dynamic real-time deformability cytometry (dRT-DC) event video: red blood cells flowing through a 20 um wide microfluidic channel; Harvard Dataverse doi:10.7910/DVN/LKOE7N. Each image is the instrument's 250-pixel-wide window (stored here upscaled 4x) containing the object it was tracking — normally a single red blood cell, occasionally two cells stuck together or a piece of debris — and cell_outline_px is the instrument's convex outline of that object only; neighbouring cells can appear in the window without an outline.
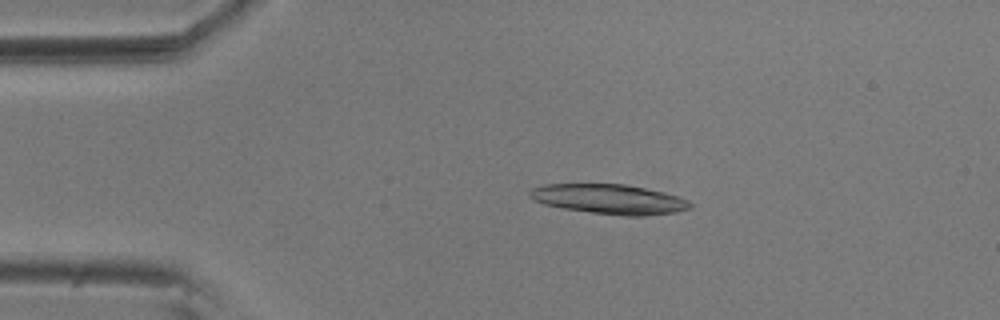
{"species": "common noctule bat (a hibernating species)", "species_latin": "Nyctalus noctula", "temperature_condition": "room temperature", "stored_images_in_passage": 55, "camera_frame_rate_fps": 3000, "um_per_image_px": 0.085, "animal": {"sex": "male", "body_mass_g": 20.5, "forearm_length_mm": 52.5}, "frame": {"image": 1, "passage_image": 11, "time_ms": 3.333, "image_size_px": [1000, 320], "cell_outline_px": [[692, 208], [676, 212], [644, 216], [624, 216], [592, 212], [564, 208], [544, 204], [532, 200], [528, 196], [528, 192], [532, 188], [544, 184], [624, 184], [664, 192], [688, 200], [692, 204]], "centroid_in_image_um": [51.78, 16.93], "position_along_channel_um": 33.2, "area_um2": 27.8}}